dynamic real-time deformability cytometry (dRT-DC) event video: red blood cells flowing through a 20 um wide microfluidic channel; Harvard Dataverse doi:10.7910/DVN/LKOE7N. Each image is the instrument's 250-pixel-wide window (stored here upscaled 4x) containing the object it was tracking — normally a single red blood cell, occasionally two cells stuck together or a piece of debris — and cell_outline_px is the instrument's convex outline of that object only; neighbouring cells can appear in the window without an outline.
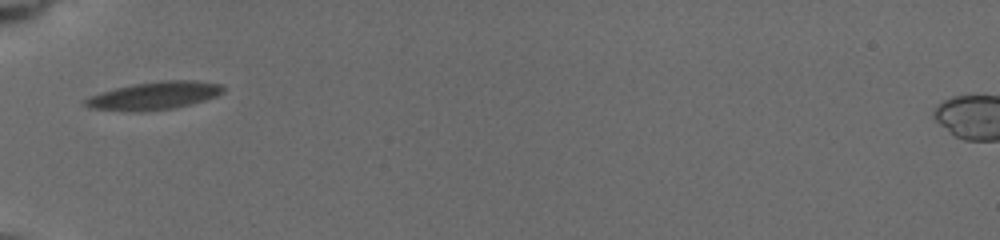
{"species": "common noctule bat (a hibernating species)", "species_latin": "Nyctalus noctula", "temperature_condition": "cold", "stored_images_in_passage": 6, "camera_frame_rate_fps": 3000, "um_per_image_px": 0.085, "animal": {"sex": "female", "body_mass_g": 19.5, "forearm_length_mm": 54.1}, "frame": {"image": 1, "passage_image": 2, "time_ms": 1.333, "image_size_px": [1000, 240], "cell_outline_px": [[224, 92], [216, 96], [204, 100], [176, 108], [148, 112], [132, 112], [88, 108], [80, 100], [88, 96], [100, 92], [116, 88], [136, 84], [160, 80], [196, 80], [224, 84]], "centroid_in_image_um": [13.08, 8.14], "position_along_channel_um": 71.9, "area_um2": 22.89}}
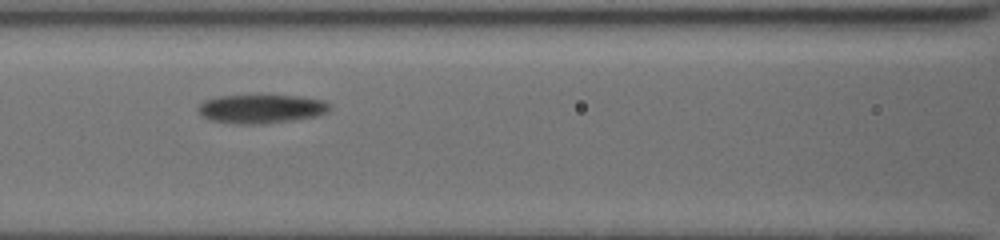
{"frame": {"image": 2, "passage_image": 4, "time_ms": 3.333, "image_size_px": [1000, 240], "cell_outline_px": [[332, 108], [328, 112], [320, 116], [264, 124], [236, 124], [208, 120], [196, 108], [204, 100], [216, 96], [300, 96], [324, 100], [332, 104]], "centroid_in_image_um": [22.25, 9.26], "position_along_channel_um": 144.3, "area_um2": 22.31}}
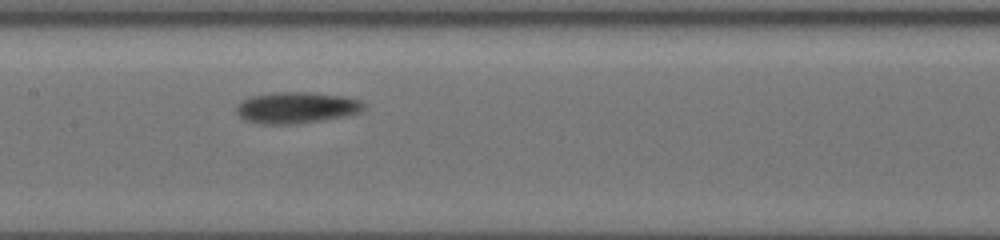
{"frame": {"image": 3, "passage_image": 5, "time_ms": 4.333, "image_size_px": [1000, 240], "cell_outline_px": [[368, 108], [360, 112], [344, 116], [320, 120], [288, 124], [264, 124], [248, 120], [240, 116], [236, 112], [236, 104], [240, 100], [252, 96], [272, 92], [312, 92], [344, 96], [364, 100], [368, 104]], "centroid_in_image_um": [25.26, 9.12], "position_along_channel_um": 182.1, "area_um2": 23.47}}